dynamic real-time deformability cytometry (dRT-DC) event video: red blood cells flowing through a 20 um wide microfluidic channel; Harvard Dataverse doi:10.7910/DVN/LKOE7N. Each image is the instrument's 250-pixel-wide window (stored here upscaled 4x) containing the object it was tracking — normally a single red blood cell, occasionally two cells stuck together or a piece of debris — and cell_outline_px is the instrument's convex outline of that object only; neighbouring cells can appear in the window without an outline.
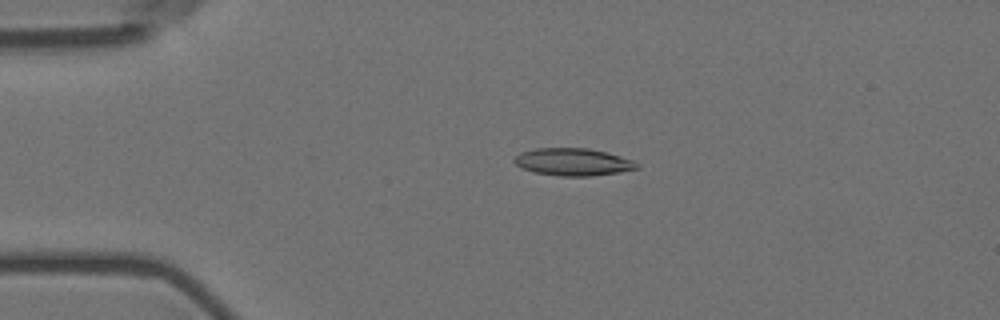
{"species": "Egyptian fruit bat (a non-hibernating species)", "species_latin": "Rousettus aegyptiacus", "temperature_condition": "room temperature", "stored_images_in_passage": 4, "camera_frame_rate_fps": 3000, "um_per_image_px": 0.085, "animal": {"sex": "female"}, "frame": {"image": 1, "passage_image": 3, "time_ms": 0.667, "image_size_px": [1000, 320], "cell_outline_px": [[640, 168], [592, 176], [560, 176], [536, 172], [524, 168], [516, 164], [512, 160], [520, 152], [536, 148], [588, 148], [608, 152], [632, 160], [640, 164]], "centroid_in_image_um": [48.73, 13.75], "position_along_channel_um": 36.3, "area_um2": 19.48}}